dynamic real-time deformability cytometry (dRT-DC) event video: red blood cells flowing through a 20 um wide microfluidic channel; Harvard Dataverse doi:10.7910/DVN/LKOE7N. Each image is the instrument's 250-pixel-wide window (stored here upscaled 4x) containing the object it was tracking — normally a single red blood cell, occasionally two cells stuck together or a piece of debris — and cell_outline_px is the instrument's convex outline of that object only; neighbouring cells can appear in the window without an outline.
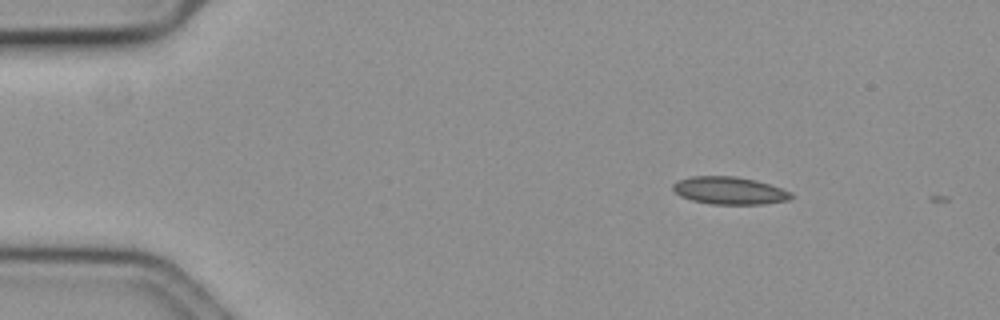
{"species": "common noctule bat (a hibernating species)", "species_latin": "Nyctalus noctula", "temperature_condition": "cold", "stored_images_in_passage": 6, "camera_frame_rate_fps": 3000, "um_per_image_px": 0.085, "animal": {"sex": "female", "body_mass_g": 19.3, "forearm_length_mm": 54.1}, "frame": {"image": 1, "passage_image": 1, "time_ms": 0.0, "image_size_px": [1000, 320], "cell_outline_px": [[792, 196], [788, 200], [764, 204], [712, 204], [692, 200], [680, 196], [672, 188], [672, 184], [680, 180], [692, 176], [736, 176], [756, 180], [792, 192]], "centroid_in_image_um": [62.0, 16.2], "position_along_channel_um": 23.0, "area_um2": 18.84}}